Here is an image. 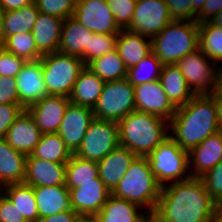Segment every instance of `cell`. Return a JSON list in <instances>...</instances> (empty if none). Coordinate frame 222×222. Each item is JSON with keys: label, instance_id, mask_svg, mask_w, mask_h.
<instances>
[{"label": "cell", "instance_id": "obj_1", "mask_svg": "<svg viewBox=\"0 0 222 222\" xmlns=\"http://www.w3.org/2000/svg\"><path fill=\"white\" fill-rule=\"evenodd\" d=\"M152 215L158 222H214L218 205L202 179L190 177L162 186Z\"/></svg>", "mask_w": 222, "mask_h": 222}, {"label": "cell", "instance_id": "obj_2", "mask_svg": "<svg viewBox=\"0 0 222 222\" xmlns=\"http://www.w3.org/2000/svg\"><path fill=\"white\" fill-rule=\"evenodd\" d=\"M219 130L216 104L210 95L193 96L169 121V136L188 152Z\"/></svg>", "mask_w": 222, "mask_h": 222}, {"label": "cell", "instance_id": "obj_3", "mask_svg": "<svg viewBox=\"0 0 222 222\" xmlns=\"http://www.w3.org/2000/svg\"><path fill=\"white\" fill-rule=\"evenodd\" d=\"M118 127L120 146L139 157H147L169 137V121L136 110L121 119Z\"/></svg>", "mask_w": 222, "mask_h": 222}, {"label": "cell", "instance_id": "obj_4", "mask_svg": "<svg viewBox=\"0 0 222 222\" xmlns=\"http://www.w3.org/2000/svg\"><path fill=\"white\" fill-rule=\"evenodd\" d=\"M161 188L151 172L147 157L137 156L111 194L153 214Z\"/></svg>", "mask_w": 222, "mask_h": 222}, {"label": "cell", "instance_id": "obj_5", "mask_svg": "<svg viewBox=\"0 0 222 222\" xmlns=\"http://www.w3.org/2000/svg\"><path fill=\"white\" fill-rule=\"evenodd\" d=\"M198 48L196 21L173 20L152 39V52L163 65L176 64Z\"/></svg>", "mask_w": 222, "mask_h": 222}, {"label": "cell", "instance_id": "obj_6", "mask_svg": "<svg viewBox=\"0 0 222 222\" xmlns=\"http://www.w3.org/2000/svg\"><path fill=\"white\" fill-rule=\"evenodd\" d=\"M40 61L48 95L69 97L76 80L86 67L81 57L58 51L44 54Z\"/></svg>", "mask_w": 222, "mask_h": 222}, {"label": "cell", "instance_id": "obj_7", "mask_svg": "<svg viewBox=\"0 0 222 222\" xmlns=\"http://www.w3.org/2000/svg\"><path fill=\"white\" fill-rule=\"evenodd\" d=\"M147 160L161 186L191 177L188 151L182 149L170 136L147 156Z\"/></svg>", "mask_w": 222, "mask_h": 222}, {"label": "cell", "instance_id": "obj_8", "mask_svg": "<svg viewBox=\"0 0 222 222\" xmlns=\"http://www.w3.org/2000/svg\"><path fill=\"white\" fill-rule=\"evenodd\" d=\"M176 65L194 96L211 95L222 85V70L199 48Z\"/></svg>", "mask_w": 222, "mask_h": 222}, {"label": "cell", "instance_id": "obj_9", "mask_svg": "<svg viewBox=\"0 0 222 222\" xmlns=\"http://www.w3.org/2000/svg\"><path fill=\"white\" fill-rule=\"evenodd\" d=\"M134 110V86L126 78L105 82L98 102L93 108L95 118L115 122H119Z\"/></svg>", "mask_w": 222, "mask_h": 222}, {"label": "cell", "instance_id": "obj_10", "mask_svg": "<svg viewBox=\"0 0 222 222\" xmlns=\"http://www.w3.org/2000/svg\"><path fill=\"white\" fill-rule=\"evenodd\" d=\"M119 146L118 122L94 118L74 154L85 160L99 162Z\"/></svg>", "mask_w": 222, "mask_h": 222}, {"label": "cell", "instance_id": "obj_11", "mask_svg": "<svg viewBox=\"0 0 222 222\" xmlns=\"http://www.w3.org/2000/svg\"><path fill=\"white\" fill-rule=\"evenodd\" d=\"M172 21L165 0H137L130 25L126 30L152 40Z\"/></svg>", "mask_w": 222, "mask_h": 222}, {"label": "cell", "instance_id": "obj_12", "mask_svg": "<svg viewBox=\"0 0 222 222\" xmlns=\"http://www.w3.org/2000/svg\"><path fill=\"white\" fill-rule=\"evenodd\" d=\"M72 17L94 33L118 34L121 30L116 24L106 0H80L75 2Z\"/></svg>", "mask_w": 222, "mask_h": 222}, {"label": "cell", "instance_id": "obj_13", "mask_svg": "<svg viewBox=\"0 0 222 222\" xmlns=\"http://www.w3.org/2000/svg\"><path fill=\"white\" fill-rule=\"evenodd\" d=\"M94 118L92 108L69 103L57 133L72 154L79 149L87 128Z\"/></svg>", "mask_w": 222, "mask_h": 222}, {"label": "cell", "instance_id": "obj_14", "mask_svg": "<svg viewBox=\"0 0 222 222\" xmlns=\"http://www.w3.org/2000/svg\"><path fill=\"white\" fill-rule=\"evenodd\" d=\"M135 110L159 116L170 121L176 107L166 95L159 80L143 83L134 87Z\"/></svg>", "mask_w": 222, "mask_h": 222}, {"label": "cell", "instance_id": "obj_15", "mask_svg": "<svg viewBox=\"0 0 222 222\" xmlns=\"http://www.w3.org/2000/svg\"><path fill=\"white\" fill-rule=\"evenodd\" d=\"M69 103V97L47 95L26 110L42 134L57 133Z\"/></svg>", "mask_w": 222, "mask_h": 222}, {"label": "cell", "instance_id": "obj_16", "mask_svg": "<svg viewBox=\"0 0 222 222\" xmlns=\"http://www.w3.org/2000/svg\"><path fill=\"white\" fill-rule=\"evenodd\" d=\"M15 78L19 104L25 109L48 95L40 59L27 61Z\"/></svg>", "mask_w": 222, "mask_h": 222}, {"label": "cell", "instance_id": "obj_17", "mask_svg": "<svg viewBox=\"0 0 222 222\" xmlns=\"http://www.w3.org/2000/svg\"><path fill=\"white\" fill-rule=\"evenodd\" d=\"M69 193L71 209L82 216H95L111 195L103 182L80 183Z\"/></svg>", "mask_w": 222, "mask_h": 222}, {"label": "cell", "instance_id": "obj_18", "mask_svg": "<svg viewBox=\"0 0 222 222\" xmlns=\"http://www.w3.org/2000/svg\"><path fill=\"white\" fill-rule=\"evenodd\" d=\"M188 154L191 177H202L222 160V130L207 137Z\"/></svg>", "mask_w": 222, "mask_h": 222}, {"label": "cell", "instance_id": "obj_19", "mask_svg": "<svg viewBox=\"0 0 222 222\" xmlns=\"http://www.w3.org/2000/svg\"><path fill=\"white\" fill-rule=\"evenodd\" d=\"M66 163H56L35 158H26L25 184L32 187L65 185Z\"/></svg>", "mask_w": 222, "mask_h": 222}, {"label": "cell", "instance_id": "obj_20", "mask_svg": "<svg viewBox=\"0 0 222 222\" xmlns=\"http://www.w3.org/2000/svg\"><path fill=\"white\" fill-rule=\"evenodd\" d=\"M94 32L89 31L73 17L63 20L58 52L79 56L89 64V42Z\"/></svg>", "mask_w": 222, "mask_h": 222}, {"label": "cell", "instance_id": "obj_21", "mask_svg": "<svg viewBox=\"0 0 222 222\" xmlns=\"http://www.w3.org/2000/svg\"><path fill=\"white\" fill-rule=\"evenodd\" d=\"M42 133L25 109L8 129L5 140L17 151L30 155L41 139Z\"/></svg>", "mask_w": 222, "mask_h": 222}, {"label": "cell", "instance_id": "obj_22", "mask_svg": "<svg viewBox=\"0 0 222 222\" xmlns=\"http://www.w3.org/2000/svg\"><path fill=\"white\" fill-rule=\"evenodd\" d=\"M136 157L128 148L119 146L97 162L99 178L110 192L116 188Z\"/></svg>", "mask_w": 222, "mask_h": 222}, {"label": "cell", "instance_id": "obj_23", "mask_svg": "<svg viewBox=\"0 0 222 222\" xmlns=\"http://www.w3.org/2000/svg\"><path fill=\"white\" fill-rule=\"evenodd\" d=\"M116 49L128 69L152 52V40L139 33L121 29L117 36Z\"/></svg>", "mask_w": 222, "mask_h": 222}, {"label": "cell", "instance_id": "obj_24", "mask_svg": "<svg viewBox=\"0 0 222 222\" xmlns=\"http://www.w3.org/2000/svg\"><path fill=\"white\" fill-rule=\"evenodd\" d=\"M148 215L138 205L111 194L94 219L95 222H143Z\"/></svg>", "mask_w": 222, "mask_h": 222}, {"label": "cell", "instance_id": "obj_25", "mask_svg": "<svg viewBox=\"0 0 222 222\" xmlns=\"http://www.w3.org/2000/svg\"><path fill=\"white\" fill-rule=\"evenodd\" d=\"M27 155L0 140V189L9 184L24 183Z\"/></svg>", "mask_w": 222, "mask_h": 222}, {"label": "cell", "instance_id": "obj_26", "mask_svg": "<svg viewBox=\"0 0 222 222\" xmlns=\"http://www.w3.org/2000/svg\"><path fill=\"white\" fill-rule=\"evenodd\" d=\"M62 23L63 19L46 13H39L31 32L37 49L42 55L58 51Z\"/></svg>", "mask_w": 222, "mask_h": 222}, {"label": "cell", "instance_id": "obj_27", "mask_svg": "<svg viewBox=\"0 0 222 222\" xmlns=\"http://www.w3.org/2000/svg\"><path fill=\"white\" fill-rule=\"evenodd\" d=\"M38 218L72 210L69 189L65 185L33 187Z\"/></svg>", "mask_w": 222, "mask_h": 222}, {"label": "cell", "instance_id": "obj_28", "mask_svg": "<svg viewBox=\"0 0 222 222\" xmlns=\"http://www.w3.org/2000/svg\"><path fill=\"white\" fill-rule=\"evenodd\" d=\"M104 84L105 82L86 66L76 80L69 100L93 109L102 93Z\"/></svg>", "mask_w": 222, "mask_h": 222}, {"label": "cell", "instance_id": "obj_29", "mask_svg": "<svg viewBox=\"0 0 222 222\" xmlns=\"http://www.w3.org/2000/svg\"><path fill=\"white\" fill-rule=\"evenodd\" d=\"M159 81L176 108L183 106L194 96L176 64L163 65Z\"/></svg>", "mask_w": 222, "mask_h": 222}, {"label": "cell", "instance_id": "obj_30", "mask_svg": "<svg viewBox=\"0 0 222 222\" xmlns=\"http://www.w3.org/2000/svg\"><path fill=\"white\" fill-rule=\"evenodd\" d=\"M0 190L9 198L27 222L38 220V208L32 186L17 183L6 185Z\"/></svg>", "mask_w": 222, "mask_h": 222}, {"label": "cell", "instance_id": "obj_31", "mask_svg": "<svg viewBox=\"0 0 222 222\" xmlns=\"http://www.w3.org/2000/svg\"><path fill=\"white\" fill-rule=\"evenodd\" d=\"M102 182L99 178L98 164L72 154L66 163L65 186L68 189L80 187V183Z\"/></svg>", "mask_w": 222, "mask_h": 222}, {"label": "cell", "instance_id": "obj_32", "mask_svg": "<svg viewBox=\"0 0 222 222\" xmlns=\"http://www.w3.org/2000/svg\"><path fill=\"white\" fill-rule=\"evenodd\" d=\"M199 49L222 70V27L212 21L198 24Z\"/></svg>", "mask_w": 222, "mask_h": 222}, {"label": "cell", "instance_id": "obj_33", "mask_svg": "<svg viewBox=\"0 0 222 222\" xmlns=\"http://www.w3.org/2000/svg\"><path fill=\"white\" fill-rule=\"evenodd\" d=\"M40 11L33 2L20 9L4 11L3 30L5 39L8 36L31 32Z\"/></svg>", "mask_w": 222, "mask_h": 222}, {"label": "cell", "instance_id": "obj_34", "mask_svg": "<svg viewBox=\"0 0 222 222\" xmlns=\"http://www.w3.org/2000/svg\"><path fill=\"white\" fill-rule=\"evenodd\" d=\"M87 67L104 82L122 80L127 76V68L117 49L93 59Z\"/></svg>", "mask_w": 222, "mask_h": 222}, {"label": "cell", "instance_id": "obj_35", "mask_svg": "<svg viewBox=\"0 0 222 222\" xmlns=\"http://www.w3.org/2000/svg\"><path fill=\"white\" fill-rule=\"evenodd\" d=\"M31 155L56 163H67L72 153L58 133L42 134L39 143Z\"/></svg>", "mask_w": 222, "mask_h": 222}, {"label": "cell", "instance_id": "obj_36", "mask_svg": "<svg viewBox=\"0 0 222 222\" xmlns=\"http://www.w3.org/2000/svg\"><path fill=\"white\" fill-rule=\"evenodd\" d=\"M162 66L161 61L151 52L144 59H141L137 65L127 69L126 79L134 87L159 80Z\"/></svg>", "mask_w": 222, "mask_h": 222}, {"label": "cell", "instance_id": "obj_37", "mask_svg": "<svg viewBox=\"0 0 222 222\" xmlns=\"http://www.w3.org/2000/svg\"><path fill=\"white\" fill-rule=\"evenodd\" d=\"M3 48L26 61L39 60L43 56L37 49L32 32L8 36L4 41Z\"/></svg>", "mask_w": 222, "mask_h": 222}, {"label": "cell", "instance_id": "obj_38", "mask_svg": "<svg viewBox=\"0 0 222 222\" xmlns=\"http://www.w3.org/2000/svg\"><path fill=\"white\" fill-rule=\"evenodd\" d=\"M34 3L40 12L63 20L72 17L75 10L74 0H34Z\"/></svg>", "mask_w": 222, "mask_h": 222}, {"label": "cell", "instance_id": "obj_39", "mask_svg": "<svg viewBox=\"0 0 222 222\" xmlns=\"http://www.w3.org/2000/svg\"><path fill=\"white\" fill-rule=\"evenodd\" d=\"M120 29H126L131 22L137 0H106Z\"/></svg>", "mask_w": 222, "mask_h": 222}, {"label": "cell", "instance_id": "obj_40", "mask_svg": "<svg viewBox=\"0 0 222 222\" xmlns=\"http://www.w3.org/2000/svg\"><path fill=\"white\" fill-rule=\"evenodd\" d=\"M200 178L213 201L219 206L222 203V160Z\"/></svg>", "mask_w": 222, "mask_h": 222}, {"label": "cell", "instance_id": "obj_41", "mask_svg": "<svg viewBox=\"0 0 222 222\" xmlns=\"http://www.w3.org/2000/svg\"><path fill=\"white\" fill-rule=\"evenodd\" d=\"M118 34H98L94 33L89 42V63L107 52L116 49Z\"/></svg>", "mask_w": 222, "mask_h": 222}, {"label": "cell", "instance_id": "obj_42", "mask_svg": "<svg viewBox=\"0 0 222 222\" xmlns=\"http://www.w3.org/2000/svg\"><path fill=\"white\" fill-rule=\"evenodd\" d=\"M27 61L0 47V76L15 78Z\"/></svg>", "mask_w": 222, "mask_h": 222}, {"label": "cell", "instance_id": "obj_43", "mask_svg": "<svg viewBox=\"0 0 222 222\" xmlns=\"http://www.w3.org/2000/svg\"><path fill=\"white\" fill-rule=\"evenodd\" d=\"M24 110L25 108L21 104L0 105V140L6 138L8 129Z\"/></svg>", "mask_w": 222, "mask_h": 222}, {"label": "cell", "instance_id": "obj_44", "mask_svg": "<svg viewBox=\"0 0 222 222\" xmlns=\"http://www.w3.org/2000/svg\"><path fill=\"white\" fill-rule=\"evenodd\" d=\"M172 20L197 21V13L192 9V0H165Z\"/></svg>", "mask_w": 222, "mask_h": 222}, {"label": "cell", "instance_id": "obj_45", "mask_svg": "<svg viewBox=\"0 0 222 222\" xmlns=\"http://www.w3.org/2000/svg\"><path fill=\"white\" fill-rule=\"evenodd\" d=\"M19 104L16 78L0 76V105Z\"/></svg>", "mask_w": 222, "mask_h": 222}, {"label": "cell", "instance_id": "obj_46", "mask_svg": "<svg viewBox=\"0 0 222 222\" xmlns=\"http://www.w3.org/2000/svg\"><path fill=\"white\" fill-rule=\"evenodd\" d=\"M0 222H27L24 216L0 190Z\"/></svg>", "mask_w": 222, "mask_h": 222}, {"label": "cell", "instance_id": "obj_47", "mask_svg": "<svg viewBox=\"0 0 222 222\" xmlns=\"http://www.w3.org/2000/svg\"><path fill=\"white\" fill-rule=\"evenodd\" d=\"M222 10V0H206L202 10L197 14V23L212 21Z\"/></svg>", "mask_w": 222, "mask_h": 222}, {"label": "cell", "instance_id": "obj_48", "mask_svg": "<svg viewBox=\"0 0 222 222\" xmlns=\"http://www.w3.org/2000/svg\"><path fill=\"white\" fill-rule=\"evenodd\" d=\"M78 216L73 210H66L52 216L38 218L36 222H74Z\"/></svg>", "mask_w": 222, "mask_h": 222}, {"label": "cell", "instance_id": "obj_49", "mask_svg": "<svg viewBox=\"0 0 222 222\" xmlns=\"http://www.w3.org/2000/svg\"><path fill=\"white\" fill-rule=\"evenodd\" d=\"M34 0H0V4L4 11H11L20 9L24 6L30 5Z\"/></svg>", "mask_w": 222, "mask_h": 222}, {"label": "cell", "instance_id": "obj_50", "mask_svg": "<svg viewBox=\"0 0 222 222\" xmlns=\"http://www.w3.org/2000/svg\"><path fill=\"white\" fill-rule=\"evenodd\" d=\"M210 96L214 99L216 104L217 119L222 130V85Z\"/></svg>", "mask_w": 222, "mask_h": 222}, {"label": "cell", "instance_id": "obj_51", "mask_svg": "<svg viewBox=\"0 0 222 222\" xmlns=\"http://www.w3.org/2000/svg\"><path fill=\"white\" fill-rule=\"evenodd\" d=\"M3 18H4V9L0 4V47H3L5 36L3 30Z\"/></svg>", "mask_w": 222, "mask_h": 222}, {"label": "cell", "instance_id": "obj_52", "mask_svg": "<svg viewBox=\"0 0 222 222\" xmlns=\"http://www.w3.org/2000/svg\"><path fill=\"white\" fill-rule=\"evenodd\" d=\"M206 0H192V9L198 14L203 6Z\"/></svg>", "mask_w": 222, "mask_h": 222}, {"label": "cell", "instance_id": "obj_53", "mask_svg": "<svg viewBox=\"0 0 222 222\" xmlns=\"http://www.w3.org/2000/svg\"><path fill=\"white\" fill-rule=\"evenodd\" d=\"M74 222H95L94 216L79 215Z\"/></svg>", "mask_w": 222, "mask_h": 222}, {"label": "cell", "instance_id": "obj_54", "mask_svg": "<svg viewBox=\"0 0 222 222\" xmlns=\"http://www.w3.org/2000/svg\"><path fill=\"white\" fill-rule=\"evenodd\" d=\"M143 222H158L157 219L152 215V214H149Z\"/></svg>", "mask_w": 222, "mask_h": 222}, {"label": "cell", "instance_id": "obj_55", "mask_svg": "<svg viewBox=\"0 0 222 222\" xmlns=\"http://www.w3.org/2000/svg\"><path fill=\"white\" fill-rule=\"evenodd\" d=\"M218 215L222 218V203L218 206Z\"/></svg>", "mask_w": 222, "mask_h": 222}, {"label": "cell", "instance_id": "obj_56", "mask_svg": "<svg viewBox=\"0 0 222 222\" xmlns=\"http://www.w3.org/2000/svg\"><path fill=\"white\" fill-rule=\"evenodd\" d=\"M214 222H222V218L219 215H217Z\"/></svg>", "mask_w": 222, "mask_h": 222}]
</instances>
